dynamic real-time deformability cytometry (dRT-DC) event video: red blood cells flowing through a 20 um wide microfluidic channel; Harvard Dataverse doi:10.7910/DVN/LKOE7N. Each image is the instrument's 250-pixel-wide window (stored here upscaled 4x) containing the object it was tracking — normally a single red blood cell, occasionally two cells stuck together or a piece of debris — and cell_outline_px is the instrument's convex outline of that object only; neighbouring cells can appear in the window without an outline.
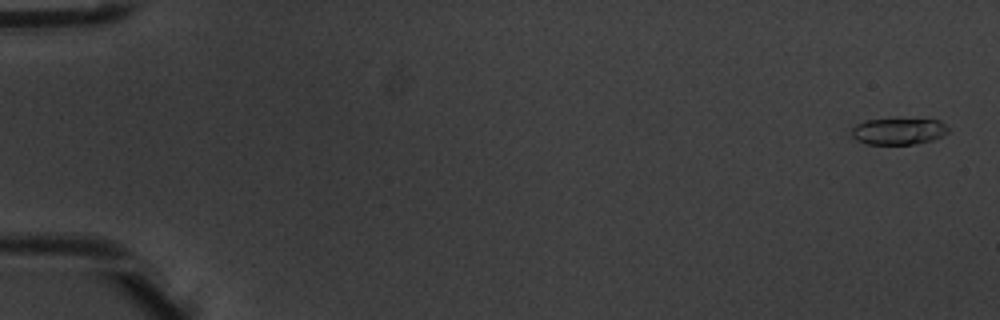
{"species": "common noctule bat (a hibernating species)", "species_latin": "Nyctalus noctula", "temperature_condition": "warm", "stored_images_in_passage": 5, "camera_frame_rate_fps": 3000, "um_per_image_px": 0.085, "animal": {"sex": "male", "body_mass_g": 20.1, "forearm_length_mm": 53.5}, "frame": {"image": 1, "passage_image": 1, "time_ms": 0.0, "image_size_px": [1000, 320], "cell_outline_px": [[948, 132], [932, 140], [912, 144], [868, 144], [856, 140], [852, 136], [852, 128], [856, 124], [864, 120], [896, 116], [940, 120], [948, 128]], "centroid_in_image_um": [76.35, 11.09], "position_along_channel_um": 8.7, "area_um2": 15.66}}
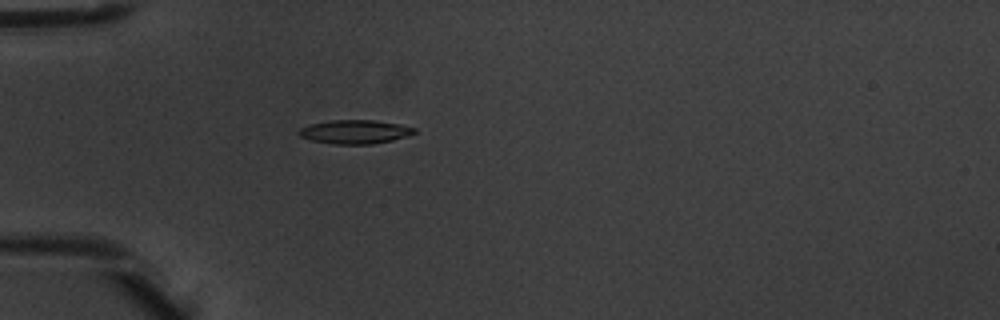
{"frame": {"image": 2, "passage_image": 5, "time_ms": 1.333, "image_size_px": [1000, 320], "cell_outline_px": [[416, 132], [408, 136], [392, 140], [372, 144], [332, 144], [312, 140], [300, 136], [296, 132], [300, 128], [308, 124], [332, 120], [372, 120], [400, 124], [416, 128]], "centroid_in_image_um": [30.15, 11.2], "position_along_channel_um": 54.8, "area_um2": 16.07}}